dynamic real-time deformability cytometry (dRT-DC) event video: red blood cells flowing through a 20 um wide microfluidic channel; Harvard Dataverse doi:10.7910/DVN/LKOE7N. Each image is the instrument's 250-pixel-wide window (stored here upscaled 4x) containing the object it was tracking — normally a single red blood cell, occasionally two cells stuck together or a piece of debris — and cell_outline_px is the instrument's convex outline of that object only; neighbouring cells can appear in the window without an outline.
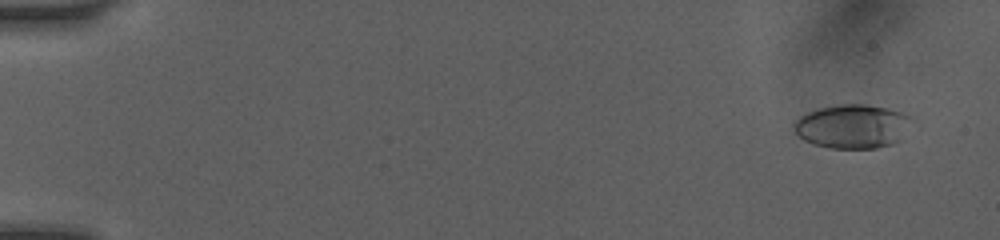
{"species": "human", "species_latin": "Homo sapiens", "temperature_condition": "room temperature", "stored_images_in_passage": 34, "camera_frame_rate_fps": 3000, "um_per_image_px": 0.085, "donor": {"sex": "female"}, "frame": {"image": 1, "passage_image": 4, "time_ms": 0.667, "image_size_px": [1000, 240], "cell_outline_px": [[920, 128], [900, 140], [892, 144], [876, 148], [828, 148], [812, 144], [804, 140], [796, 132], [796, 120], [800, 116], [808, 112], [820, 108], [840, 104], [864, 104], [904, 112], [916, 116], [920, 124]], "centroid_in_image_um": [72.7, 10.74], "position_along_channel_um": 12.3, "area_um2": 31.27}}
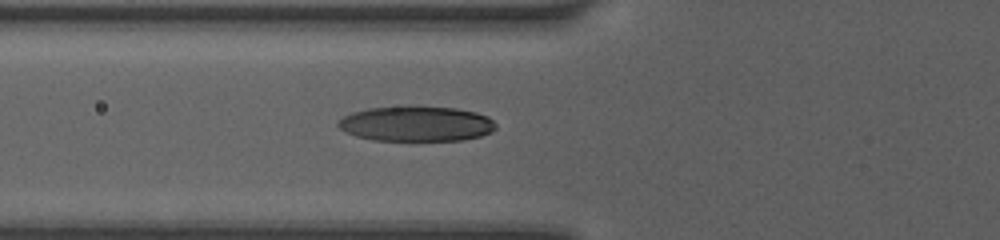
{"frame": {"image": 2, "passage_image": 23, "time_ms": 6.333, "image_size_px": [1000, 240], "cell_outline_px": [[496, 128], [492, 132], [480, 136], [464, 140], [372, 140], [356, 136], [344, 132], [336, 124], [344, 116], [352, 112], [368, 108], [404, 104], [456, 108], [476, 112], [488, 116], [496, 124]], "centroid_in_image_um": [35.38, 10.49], "position_along_channel_um": 90.4, "area_um2": 33.0}}
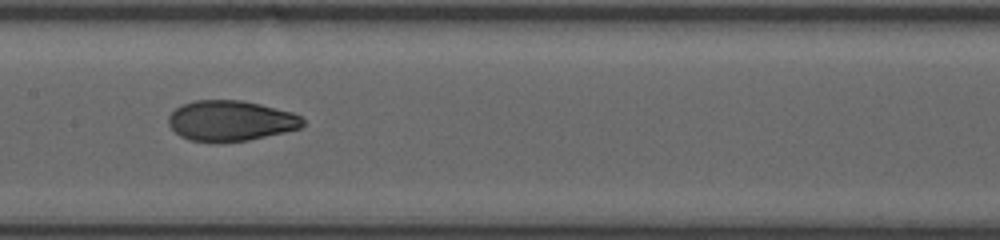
{"frame": {"image": 3, "passage_image": 33, "time_ms": 8.667, "image_size_px": [1000, 240], "cell_outline_px": [[304, 124], [300, 128], [284, 132], [248, 140], [188, 140], [180, 136], [168, 124], [168, 116], [176, 108], [184, 104], [196, 100], [240, 100], [260, 104], [292, 112], [300, 116], [304, 120]], "centroid_in_image_um": [19.61, 10.24], "position_along_channel_um": 187.8, "area_um2": 31.04}}